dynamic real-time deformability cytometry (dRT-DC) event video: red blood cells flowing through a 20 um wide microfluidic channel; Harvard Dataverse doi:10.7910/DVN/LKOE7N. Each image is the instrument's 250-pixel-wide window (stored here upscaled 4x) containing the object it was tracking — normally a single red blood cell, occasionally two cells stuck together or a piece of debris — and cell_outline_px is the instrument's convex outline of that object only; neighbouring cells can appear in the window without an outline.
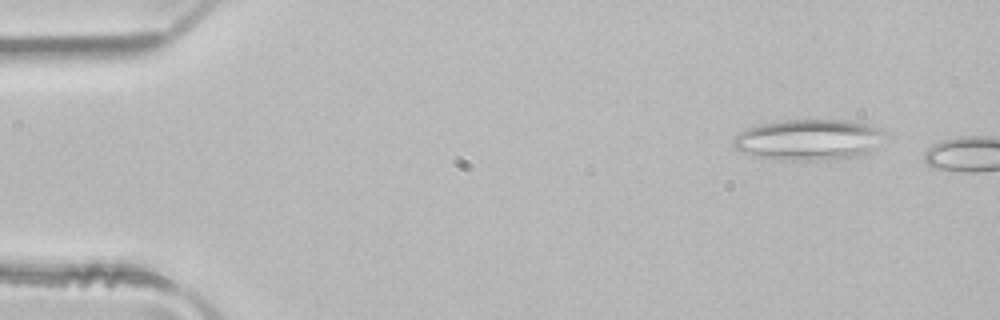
{"species": "common noctule bat (a hibernating species)", "species_latin": "Nyctalus noctula", "temperature_condition": "room temperature", "stored_images_in_passage": 2, "camera_frame_rate_fps": 3000, "um_per_image_px": 0.085, "animal": {"sex": "male", "body_mass_g": 21.5, "forearm_length_mm": 52.0}, "frame": {"image": 1, "passage_image": 1, "time_ms": 0.0, "image_size_px": [1000, 320], "cell_outline_px": [[884, 132], [872, 152], [856, 156], [828, 160], [780, 160], [752, 156], [740, 152], [732, 144], [732, 140], [740, 132], [748, 128], [760, 124], [784, 120], [852, 120], [868, 124], [880, 128]], "centroid_in_image_um": [68.71, 11.88], "position_along_channel_um": 16.3, "area_um2": 36.24}}